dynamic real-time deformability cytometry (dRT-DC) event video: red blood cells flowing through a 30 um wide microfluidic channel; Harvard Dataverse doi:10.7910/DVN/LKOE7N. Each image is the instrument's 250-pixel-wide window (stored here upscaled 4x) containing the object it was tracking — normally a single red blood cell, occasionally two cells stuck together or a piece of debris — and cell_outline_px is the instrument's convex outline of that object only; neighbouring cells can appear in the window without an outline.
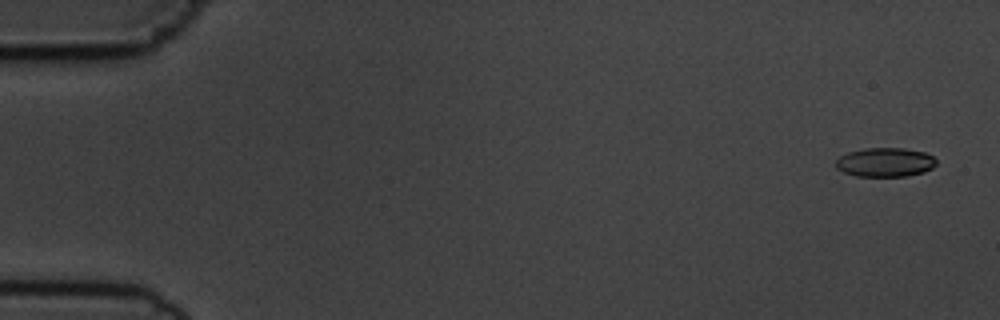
{"species": "common noctule bat (a hibernating species)", "species_latin": "Nyctalus noctula", "temperature_condition": "cold", "stored_images_in_passage": 4, "camera_frame_rate_fps": 3000, "um_per_image_px": 0.085, "animal": {"sex": "male", "body_mass_g": 19.5, "forearm_length_mm": 54.6}, "frame": {"image": 1, "passage_image": 1, "time_ms": 0.0, "image_size_px": [1000, 320], "cell_outline_px": [[936, 164], [932, 168], [924, 172], [908, 176], [856, 176], [844, 172], [836, 168], [836, 160], [840, 156], [848, 152], [864, 148], [904, 148], [924, 152], [932, 156], [936, 160]], "centroid_in_image_um": [75.24, 13.79], "position_along_channel_um": 9.8, "area_um2": 17.05}}
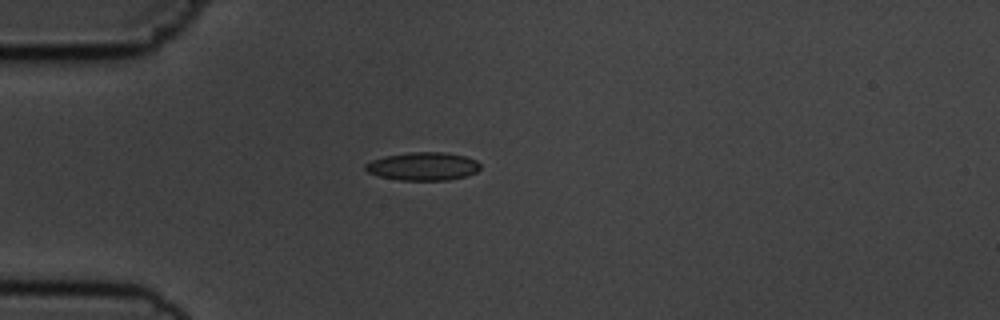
{"frame": {"image": 2, "passage_image": 4, "time_ms": 4.333, "image_size_px": [1000, 320], "cell_outline_px": [[480, 168], [476, 172], [464, 176], [448, 180], [400, 180], [380, 176], [368, 172], [364, 168], [364, 164], [372, 160], [384, 156], [408, 152], [444, 152], [464, 156], [476, 160], [480, 164]], "centroid_in_image_um": [35.94, 14.13], "position_along_channel_um": 49.1, "area_um2": 18.79}}